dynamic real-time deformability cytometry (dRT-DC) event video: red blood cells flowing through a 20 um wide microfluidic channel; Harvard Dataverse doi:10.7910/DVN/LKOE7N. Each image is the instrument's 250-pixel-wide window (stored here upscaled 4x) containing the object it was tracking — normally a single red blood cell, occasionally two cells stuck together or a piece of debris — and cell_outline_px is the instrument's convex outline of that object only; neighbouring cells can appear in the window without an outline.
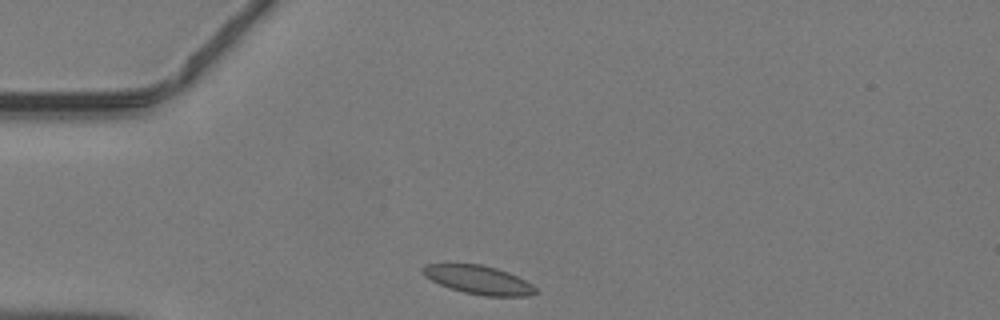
{"species": "common noctule bat (a hibernating species)", "species_latin": "Nyctalus noctula", "temperature_condition": "warm", "stored_images_in_passage": 35, "camera_frame_rate_fps": 3000, "um_per_image_px": 0.085, "animal": {"sex": "male", "body_mass_g": 19.2, "forearm_length_mm": 51.8}, "frame": {"image": 1, "passage_image": 1, "time_ms": 0.0, "image_size_px": [1000, 320], "cell_outline_px": [[536, 292], [528, 296], [484, 296], [464, 292], [440, 284], [424, 276], [420, 272], [420, 268], [424, 264], [480, 264], [496, 268], [508, 272], [532, 284], [536, 288]], "centroid_in_image_um": [40.64, 23.78], "position_along_channel_um": 44.4, "area_um2": 18.67}}
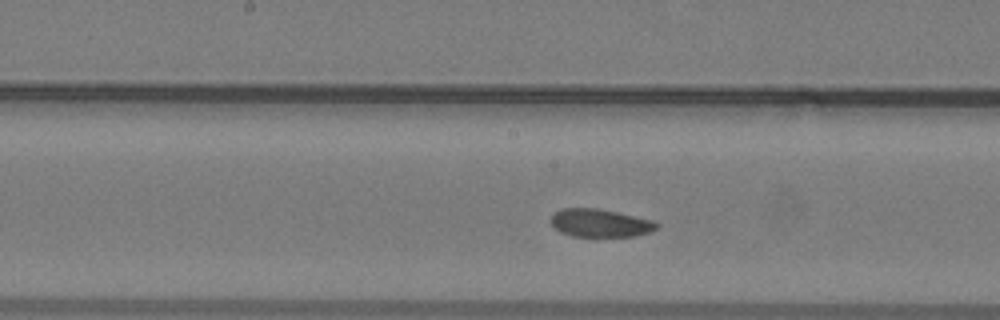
{"frame": {"image": 2, "passage_image": 13, "time_ms": 4.0, "image_size_px": [1000, 320], "cell_outline_px": [[660, 224], [656, 228], [648, 232], [636, 236], [572, 236], [560, 232], [552, 224], [552, 212], [560, 208], [596, 208], [616, 212], [652, 220]], "centroid_in_image_um": [50.98, 18.95], "position_along_channel_um": 197.2, "area_um2": 17.11}}
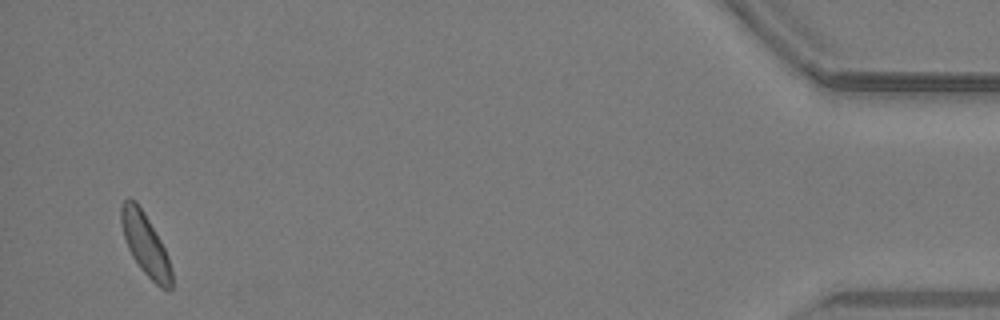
{"frame": {"image": 3, "passage_image": 34, "time_ms": 11.0, "image_size_px": [1000, 320], "cell_outline_px": [[172, 288], [168, 292], [160, 288], [140, 268], [132, 256], [128, 248], [124, 236], [120, 220], [120, 204], [128, 196], [136, 200], [144, 212], [160, 240], [168, 256], [172, 268]], "centroid_in_image_um": [12.35, 20.76], "position_along_channel_um": 422.8, "area_um2": 18.38}}